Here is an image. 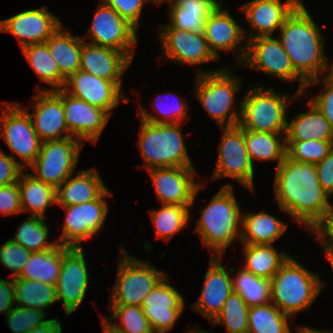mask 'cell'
Masks as SVG:
<instances>
[{
  "label": "cell",
  "instance_id": "21",
  "mask_svg": "<svg viewBox=\"0 0 333 333\" xmlns=\"http://www.w3.org/2000/svg\"><path fill=\"white\" fill-rule=\"evenodd\" d=\"M168 274L144 298L141 305L155 333H167L183 313L185 299L183 295L168 282Z\"/></svg>",
  "mask_w": 333,
  "mask_h": 333
},
{
  "label": "cell",
  "instance_id": "48",
  "mask_svg": "<svg viewBox=\"0 0 333 333\" xmlns=\"http://www.w3.org/2000/svg\"><path fill=\"white\" fill-rule=\"evenodd\" d=\"M321 78L319 77L308 82L303 95H306L305 93H307V89L310 86L324 85V88H322L323 90L321 89L318 95H315L314 97L312 96V98H310L309 100L323 114V116L329 122L331 129L333 130V77L329 74H326ZM320 79L322 80V82Z\"/></svg>",
  "mask_w": 333,
  "mask_h": 333
},
{
  "label": "cell",
  "instance_id": "10",
  "mask_svg": "<svg viewBox=\"0 0 333 333\" xmlns=\"http://www.w3.org/2000/svg\"><path fill=\"white\" fill-rule=\"evenodd\" d=\"M3 103L0 108V135L6 146L11 150L10 155L24 170L35 161L40 152L42 141L34 130L28 113L18 102ZM22 159L18 161L16 157ZM24 161V162H23Z\"/></svg>",
  "mask_w": 333,
  "mask_h": 333
},
{
  "label": "cell",
  "instance_id": "3",
  "mask_svg": "<svg viewBox=\"0 0 333 333\" xmlns=\"http://www.w3.org/2000/svg\"><path fill=\"white\" fill-rule=\"evenodd\" d=\"M233 188L231 183L221 187L201 209L196 223L195 233L211 257H222L231 243L241 238L242 212Z\"/></svg>",
  "mask_w": 333,
  "mask_h": 333
},
{
  "label": "cell",
  "instance_id": "54",
  "mask_svg": "<svg viewBox=\"0 0 333 333\" xmlns=\"http://www.w3.org/2000/svg\"><path fill=\"white\" fill-rule=\"evenodd\" d=\"M14 303H16L15 278L0 279V313L6 316L16 305Z\"/></svg>",
  "mask_w": 333,
  "mask_h": 333
},
{
  "label": "cell",
  "instance_id": "32",
  "mask_svg": "<svg viewBox=\"0 0 333 333\" xmlns=\"http://www.w3.org/2000/svg\"><path fill=\"white\" fill-rule=\"evenodd\" d=\"M22 212L47 219L46 210L56 205V188L35 178L29 172H22L18 179Z\"/></svg>",
  "mask_w": 333,
  "mask_h": 333
},
{
  "label": "cell",
  "instance_id": "6",
  "mask_svg": "<svg viewBox=\"0 0 333 333\" xmlns=\"http://www.w3.org/2000/svg\"><path fill=\"white\" fill-rule=\"evenodd\" d=\"M260 85L251 86L241 99L239 125L255 132L286 133L288 105L302 98L303 94L295 92L291 96L283 95L273 88L266 89L264 85Z\"/></svg>",
  "mask_w": 333,
  "mask_h": 333
},
{
  "label": "cell",
  "instance_id": "49",
  "mask_svg": "<svg viewBox=\"0 0 333 333\" xmlns=\"http://www.w3.org/2000/svg\"><path fill=\"white\" fill-rule=\"evenodd\" d=\"M113 8L122 18L126 19L139 30L140 17L146 3L159 5V0H103Z\"/></svg>",
  "mask_w": 333,
  "mask_h": 333
},
{
  "label": "cell",
  "instance_id": "13",
  "mask_svg": "<svg viewBox=\"0 0 333 333\" xmlns=\"http://www.w3.org/2000/svg\"><path fill=\"white\" fill-rule=\"evenodd\" d=\"M113 196L107 189L98 199L72 206H61L65 209L63 230L57 239L58 244L69 248H83V241L98 235L102 230L109 208L105 198Z\"/></svg>",
  "mask_w": 333,
  "mask_h": 333
},
{
  "label": "cell",
  "instance_id": "45",
  "mask_svg": "<svg viewBox=\"0 0 333 333\" xmlns=\"http://www.w3.org/2000/svg\"><path fill=\"white\" fill-rule=\"evenodd\" d=\"M333 149V141H286V157L295 162H321Z\"/></svg>",
  "mask_w": 333,
  "mask_h": 333
},
{
  "label": "cell",
  "instance_id": "23",
  "mask_svg": "<svg viewBox=\"0 0 333 333\" xmlns=\"http://www.w3.org/2000/svg\"><path fill=\"white\" fill-rule=\"evenodd\" d=\"M223 257H211L208 270L205 273L202 292L196 302L191 306L209 323L221 312L223 305L233 290L232 275L236 270L232 267L227 271L222 264ZM230 272V273H229Z\"/></svg>",
  "mask_w": 333,
  "mask_h": 333
},
{
  "label": "cell",
  "instance_id": "36",
  "mask_svg": "<svg viewBox=\"0 0 333 333\" xmlns=\"http://www.w3.org/2000/svg\"><path fill=\"white\" fill-rule=\"evenodd\" d=\"M21 50L39 79L51 86V88L37 86L35 90H57L63 88L65 79L60 75L58 65L50 54L46 42L29 44L22 47Z\"/></svg>",
  "mask_w": 333,
  "mask_h": 333
},
{
  "label": "cell",
  "instance_id": "30",
  "mask_svg": "<svg viewBox=\"0 0 333 333\" xmlns=\"http://www.w3.org/2000/svg\"><path fill=\"white\" fill-rule=\"evenodd\" d=\"M84 40L72 35L61 25L47 40L50 54L58 65L60 75L66 80L80 70L81 52Z\"/></svg>",
  "mask_w": 333,
  "mask_h": 333
},
{
  "label": "cell",
  "instance_id": "46",
  "mask_svg": "<svg viewBox=\"0 0 333 333\" xmlns=\"http://www.w3.org/2000/svg\"><path fill=\"white\" fill-rule=\"evenodd\" d=\"M47 312L33 308H25L15 305L5 316L9 329L12 333H28L37 326L48 321Z\"/></svg>",
  "mask_w": 333,
  "mask_h": 333
},
{
  "label": "cell",
  "instance_id": "41",
  "mask_svg": "<svg viewBox=\"0 0 333 333\" xmlns=\"http://www.w3.org/2000/svg\"><path fill=\"white\" fill-rule=\"evenodd\" d=\"M45 218L30 216L23 221L16 231V235L10 238L15 243L31 252L50 250L58 245V241L48 240L49 228Z\"/></svg>",
  "mask_w": 333,
  "mask_h": 333
},
{
  "label": "cell",
  "instance_id": "18",
  "mask_svg": "<svg viewBox=\"0 0 333 333\" xmlns=\"http://www.w3.org/2000/svg\"><path fill=\"white\" fill-rule=\"evenodd\" d=\"M32 100V112L18 104L30 116L34 130L42 142L72 137L65 122L63 89L35 90Z\"/></svg>",
  "mask_w": 333,
  "mask_h": 333
},
{
  "label": "cell",
  "instance_id": "39",
  "mask_svg": "<svg viewBox=\"0 0 333 333\" xmlns=\"http://www.w3.org/2000/svg\"><path fill=\"white\" fill-rule=\"evenodd\" d=\"M190 208L175 204H161V208L150 211L156 238L170 241L173 236L189 224Z\"/></svg>",
  "mask_w": 333,
  "mask_h": 333
},
{
  "label": "cell",
  "instance_id": "9",
  "mask_svg": "<svg viewBox=\"0 0 333 333\" xmlns=\"http://www.w3.org/2000/svg\"><path fill=\"white\" fill-rule=\"evenodd\" d=\"M243 66L278 80L300 83L298 94H304L306 90L307 82L294 69L291 59L276 36H259L247 40L244 60L235 68Z\"/></svg>",
  "mask_w": 333,
  "mask_h": 333
},
{
  "label": "cell",
  "instance_id": "52",
  "mask_svg": "<svg viewBox=\"0 0 333 333\" xmlns=\"http://www.w3.org/2000/svg\"><path fill=\"white\" fill-rule=\"evenodd\" d=\"M315 166L322 189L330 197L333 196V149Z\"/></svg>",
  "mask_w": 333,
  "mask_h": 333
},
{
  "label": "cell",
  "instance_id": "51",
  "mask_svg": "<svg viewBox=\"0 0 333 333\" xmlns=\"http://www.w3.org/2000/svg\"><path fill=\"white\" fill-rule=\"evenodd\" d=\"M24 168L0 148V186L18 182Z\"/></svg>",
  "mask_w": 333,
  "mask_h": 333
},
{
  "label": "cell",
  "instance_id": "31",
  "mask_svg": "<svg viewBox=\"0 0 333 333\" xmlns=\"http://www.w3.org/2000/svg\"><path fill=\"white\" fill-rule=\"evenodd\" d=\"M307 112H300L287 120L286 141H333V130L317 107L309 100Z\"/></svg>",
  "mask_w": 333,
  "mask_h": 333
},
{
  "label": "cell",
  "instance_id": "59",
  "mask_svg": "<svg viewBox=\"0 0 333 333\" xmlns=\"http://www.w3.org/2000/svg\"><path fill=\"white\" fill-rule=\"evenodd\" d=\"M188 333H211L208 331H205L203 329H201L200 327H192L191 329H189Z\"/></svg>",
  "mask_w": 333,
  "mask_h": 333
},
{
  "label": "cell",
  "instance_id": "2",
  "mask_svg": "<svg viewBox=\"0 0 333 333\" xmlns=\"http://www.w3.org/2000/svg\"><path fill=\"white\" fill-rule=\"evenodd\" d=\"M321 27L315 23L303 1L286 18L277 35L294 69L308 83L329 74Z\"/></svg>",
  "mask_w": 333,
  "mask_h": 333
},
{
  "label": "cell",
  "instance_id": "4",
  "mask_svg": "<svg viewBox=\"0 0 333 333\" xmlns=\"http://www.w3.org/2000/svg\"><path fill=\"white\" fill-rule=\"evenodd\" d=\"M324 285L317 272L308 270L290 255L270 279V301L293 317L310 309Z\"/></svg>",
  "mask_w": 333,
  "mask_h": 333
},
{
  "label": "cell",
  "instance_id": "16",
  "mask_svg": "<svg viewBox=\"0 0 333 333\" xmlns=\"http://www.w3.org/2000/svg\"><path fill=\"white\" fill-rule=\"evenodd\" d=\"M157 30L164 60L179 65H198V67L199 64L218 61L204 34L180 30L169 24H160V28Z\"/></svg>",
  "mask_w": 333,
  "mask_h": 333
},
{
  "label": "cell",
  "instance_id": "12",
  "mask_svg": "<svg viewBox=\"0 0 333 333\" xmlns=\"http://www.w3.org/2000/svg\"><path fill=\"white\" fill-rule=\"evenodd\" d=\"M223 129L218 145V159L211 180L232 178L254 192V165L244 141V129L240 125L220 127Z\"/></svg>",
  "mask_w": 333,
  "mask_h": 333
},
{
  "label": "cell",
  "instance_id": "56",
  "mask_svg": "<svg viewBox=\"0 0 333 333\" xmlns=\"http://www.w3.org/2000/svg\"><path fill=\"white\" fill-rule=\"evenodd\" d=\"M296 329V333H333L332 331H329V330H318V329H315V328H310L308 326H301V327H297L295 328Z\"/></svg>",
  "mask_w": 333,
  "mask_h": 333
},
{
  "label": "cell",
  "instance_id": "37",
  "mask_svg": "<svg viewBox=\"0 0 333 333\" xmlns=\"http://www.w3.org/2000/svg\"><path fill=\"white\" fill-rule=\"evenodd\" d=\"M167 94H160L154 99L153 110H155L160 117L148 112L141 104H139L138 115L140 120L156 124H174L181 123L184 118H190L187 112L189 106L185 102L187 99H181V97L174 92H168Z\"/></svg>",
  "mask_w": 333,
  "mask_h": 333
},
{
  "label": "cell",
  "instance_id": "19",
  "mask_svg": "<svg viewBox=\"0 0 333 333\" xmlns=\"http://www.w3.org/2000/svg\"><path fill=\"white\" fill-rule=\"evenodd\" d=\"M122 83L123 81L104 80L78 70L65 80L62 89L90 105L105 110L111 116L113 109L119 105L120 101L127 103L130 100L121 91Z\"/></svg>",
  "mask_w": 333,
  "mask_h": 333
},
{
  "label": "cell",
  "instance_id": "47",
  "mask_svg": "<svg viewBox=\"0 0 333 333\" xmlns=\"http://www.w3.org/2000/svg\"><path fill=\"white\" fill-rule=\"evenodd\" d=\"M31 253L23 246L8 239L0 247V262L12 272V278H17L26 266Z\"/></svg>",
  "mask_w": 333,
  "mask_h": 333
},
{
  "label": "cell",
  "instance_id": "15",
  "mask_svg": "<svg viewBox=\"0 0 333 333\" xmlns=\"http://www.w3.org/2000/svg\"><path fill=\"white\" fill-rule=\"evenodd\" d=\"M161 204H175L192 209L196 196L206 185L195 181L194 166L163 167L148 170Z\"/></svg>",
  "mask_w": 333,
  "mask_h": 333
},
{
  "label": "cell",
  "instance_id": "50",
  "mask_svg": "<svg viewBox=\"0 0 333 333\" xmlns=\"http://www.w3.org/2000/svg\"><path fill=\"white\" fill-rule=\"evenodd\" d=\"M22 213L18 183L0 186V214L15 215Z\"/></svg>",
  "mask_w": 333,
  "mask_h": 333
},
{
  "label": "cell",
  "instance_id": "22",
  "mask_svg": "<svg viewBox=\"0 0 333 333\" xmlns=\"http://www.w3.org/2000/svg\"><path fill=\"white\" fill-rule=\"evenodd\" d=\"M62 25L57 15L46 6L28 9L8 19L0 20V31L14 35L20 47L44 43Z\"/></svg>",
  "mask_w": 333,
  "mask_h": 333
},
{
  "label": "cell",
  "instance_id": "1",
  "mask_svg": "<svg viewBox=\"0 0 333 333\" xmlns=\"http://www.w3.org/2000/svg\"><path fill=\"white\" fill-rule=\"evenodd\" d=\"M273 186L280 210L309 233L333 206L331 197L322 189L313 163L295 162L285 157L276 167Z\"/></svg>",
  "mask_w": 333,
  "mask_h": 333
},
{
  "label": "cell",
  "instance_id": "25",
  "mask_svg": "<svg viewBox=\"0 0 333 333\" xmlns=\"http://www.w3.org/2000/svg\"><path fill=\"white\" fill-rule=\"evenodd\" d=\"M302 2V0H251L241 6L245 14V22L250 29L247 32V39L250 40L259 36H273L276 30L280 29L286 18Z\"/></svg>",
  "mask_w": 333,
  "mask_h": 333
},
{
  "label": "cell",
  "instance_id": "5",
  "mask_svg": "<svg viewBox=\"0 0 333 333\" xmlns=\"http://www.w3.org/2000/svg\"><path fill=\"white\" fill-rule=\"evenodd\" d=\"M230 71L232 70H229V67L215 70L197 68L195 75L192 93L219 127L239 125L241 117V101L238 107H234V99L241 91L242 83L240 78Z\"/></svg>",
  "mask_w": 333,
  "mask_h": 333
},
{
  "label": "cell",
  "instance_id": "17",
  "mask_svg": "<svg viewBox=\"0 0 333 333\" xmlns=\"http://www.w3.org/2000/svg\"><path fill=\"white\" fill-rule=\"evenodd\" d=\"M83 248L62 246V267L56 285L57 301L63 302L66 317L85 299L89 274Z\"/></svg>",
  "mask_w": 333,
  "mask_h": 333
},
{
  "label": "cell",
  "instance_id": "27",
  "mask_svg": "<svg viewBox=\"0 0 333 333\" xmlns=\"http://www.w3.org/2000/svg\"><path fill=\"white\" fill-rule=\"evenodd\" d=\"M107 189L96 167L78 171L56 188V205L72 206L94 201Z\"/></svg>",
  "mask_w": 333,
  "mask_h": 333
},
{
  "label": "cell",
  "instance_id": "14",
  "mask_svg": "<svg viewBox=\"0 0 333 333\" xmlns=\"http://www.w3.org/2000/svg\"><path fill=\"white\" fill-rule=\"evenodd\" d=\"M137 31L113 8L99 0L91 25L82 39L85 41L90 38L88 43L121 51L133 60L138 43Z\"/></svg>",
  "mask_w": 333,
  "mask_h": 333
},
{
  "label": "cell",
  "instance_id": "29",
  "mask_svg": "<svg viewBox=\"0 0 333 333\" xmlns=\"http://www.w3.org/2000/svg\"><path fill=\"white\" fill-rule=\"evenodd\" d=\"M287 225L267 211L242 213L240 242L273 245L286 232Z\"/></svg>",
  "mask_w": 333,
  "mask_h": 333
},
{
  "label": "cell",
  "instance_id": "38",
  "mask_svg": "<svg viewBox=\"0 0 333 333\" xmlns=\"http://www.w3.org/2000/svg\"><path fill=\"white\" fill-rule=\"evenodd\" d=\"M291 316L283 313L271 301L249 307L248 333H292L289 327Z\"/></svg>",
  "mask_w": 333,
  "mask_h": 333
},
{
  "label": "cell",
  "instance_id": "40",
  "mask_svg": "<svg viewBox=\"0 0 333 333\" xmlns=\"http://www.w3.org/2000/svg\"><path fill=\"white\" fill-rule=\"evenodd\" d=\"M16 305L42 310L57 302L56 286L40 282L15 278Z\"/></svg>",
  "mask_w": 333,
  "mask_h": 333
},
{
  "label": "cell",
  "instance_id": "57",
  "mask_svg": "<svg viewBox=\"0 0 333 333\" xmlns=\"http://www.w3.org/2000/svg\"><path fill=\"white\" fill-rule=\"evenodd\" d=\"M101 317L102 321V328H103V333H121L118 330H116L114 327H112L107 320L104 319L103 316Z\"/></svg>",
  "mask_w": 333,
  "mask_h": 333
},
{
  "label": "cell",
  "instance_id": "34",
  "mask_svg": "<svg viewBox=\"0 0 333 333\" xmlns=\"http://www.w3.org/2000/svg\"><path fill=\"white\" fill-rule=\"evenodd\" d=\"M62 267V245L40 251L32 252L26 266L17 278L38 280L53 286L57 285Z\"/></svg>",
  "mask_w": 333,
  "mask_h": 333
},
{
  "label": "cell",
  "instance_id": "8",
  "mask_svg": "<svg viewBox=\"0 0 333 333\" xmlns=\"http://www.w3.org/2000/svg\"><path fill=\"white\" fill-rule=\"evenodd\" d=\"M117 278L109 295V305L141 306L144 298L167 275L156 269L149 260L143 261L128 254L120 245Z\"/></svg>",
  "mask_w": 333,
  "mask_h": 333
},
{
  "label": "cell",
  "instance_id": "28",
  "mask_svg": "<svg viewBox=\"0 0 333 333\" xmlns=\"http://www.w3.org/2000/svg\"><path fill=\"white\" fill-rule=\"evenodd\" d=\"M169 3V25L195 34H204L205 21L222 3L221 0H160Z\"/></svg>",
  "mask_w": 333,
  "mask_h": 333
},
{
  "label": "cell",
  "instance_id": "53",
  "mask_svg": "<svg viewBox=\"0 0 333 333\" xmlns=\"http://www.w3.org/2000/svg\"><path fill=\"white\" fill-rule=\"evenodd\" d=\"M320 242V246L333 247V206L322 221L309 233Z\"/></svg>",
  "mask_w": 333,
  "mask_h": 333
},
{
  "label": "cell",
  "instance_id": "20",
  "mask_svg": "<svg viewBox=\"0 0 333 333\" xmlns=\"http://www.w3.org/2000/svg\"><path fill=\"white\" fill-rule=\"evenodd\" d=\"M221 3L205 21L204 36L214 55L221 57L219 50L231 52L236 56L239 65L244 60L247 50L245 29L231 16L228 9H223ZM245 38V41L243 39ZM243 41V42H242Z\"/></svg>",
  "mask_w": 333,
  "mask_h": 333
},
{
  "label": "cell",
  "instance_id": "60",
  "mask_svg": "<svg viewBox=\"0 0 333 333\" xmlns=\"http://www.w3.org/2000/svg\"><path fill=\"white\" fill-rule=\"evenodd\" d=\"M329 75L333 77V62L330 64Z\"/></svg>",
  "mask_w": 333,
  "mask_h": 333
},
{
  "label": "cell",
  "instance_id": "33",
  "mask_svg": "<svg viewBox=\"0 0 333 333\" xmlns=\"http://www.w3.org/2000/svg\"><path fill=\"white\" fill-rule=\"evenodd\" d=\"M242 248L245 261L242 268L256 277L269 280L290 256L283 250L279 253L274 244H242Z\"/></svg>",
  "mask_w": 333,
  "mask_h": 333
},
{
  "label": "cell",
  "instance_id": "35",
  "mask_svg": "<svg viewBox=\"0 0 333 333\" xmlns=\"http://www.w3.org/2000/svg\"><path fill=\"white\" fill-rule=\"evenodd\" d=\"M285 134L255 132L244 129V141L252 164L254 165V160H275L278 167L286 157Z\"/></svg>",
  "mask_w": 333,
  "mask_h": 333
},
{
  "label": "cell",
  "instance_id": "11",
  "mask_svg": "<svg viewBox=\"0 0 333 333\" xmlns=\"http://www.w3.org/2000/svg\"><path fill=\"white\" fill-rule=\"evenodd\" d=\"M84 143L74 137L43 141L29 166L35 178L57 188L75 172Z\"/></svg>",
  "mask_w": 333,
  "mask_h": 333
},
{
  "label": "cell",
  "instance_id": "43",
  "mask_svg": "<svg viewBox=\"0 0 333 333\" xmlns=\"http://www.w3.org/2000/svg\"><path fill=\"white\" fill-rule=\"evenodd\" d=\"M233 290L251 307L270 302V280L254 276L243 268L232 276Z\"/></svg>",
  "mask_w": 333,
  "mask_h": 333
},
{
  "label": "cell",
  "instance_id": "44",
  "mask_svg": "<svg viewBox=\"0 0 333 333\" xmlns=\"http://www.w3.org/2000/svg\"><path fill=\"white\" fill-rule=\"evenodd\" d=\"M248 313L249 306L233 291L211 325H223L227 333H248Z\"/></svg>",
  "mask_w": 333,
  "mask_h": 333
},
{
  "label": "cell",
  "instance_id": "55",
  "mask_svg": "<svg viewBox=\"0 0 333 333\" xmlns=\"http://www.w3.org/2000/svg\"><path fill=\"white\" fill-rule=\"evenodd\" d=\"M59 318L49 319L46 323L35 327L28 333H62V324Z\"/></svg>",
  "mask_w": 333,
  "mask_h": 333
},
{
  "label": "cell",
  "instance_id": "26",
  "mask_svg": "<svg viewBox=\"0 0 333 333\" xmlns=\"http://www.w3.org/2000/svg\"><path fill=\"white\" fill-rule=\"evenodd\" d=\"M132 59L121 51L83 42L80 70L101 79L122 81Z\"/></svg>",
  "mask_w": 333,
  "mask_h": 333
},
{
  "label": "cell",
  "instance_id": "58",
  "mask_svg": "<svg viewBox=\"0 0 333 333\" xmlns=\"http://www.w3.org/2000/svg\"><path fill=\"white\" fill-rule=\"evenodd\" d=\"M323 248V252H325L327 259L330 263V266L333 270V247L330 246H321Z\"/></svg>",
  "mask_w": 333,
  "mask_h": 333
},
{
  "label": "cell",
  "instance_id": "42",
  "mask_svg": "<svg viewBox=\"0 0 333 333\" xmlns=\"http://www.w3.org/2000/svg\"><path fill=\"white\" fill-rule=\"evenodd\" d=\"M110 318L104 317L109 324L121 333H155L143 313L141 306L109 305ZM113 320V321H111ZM120 321L114 323V321Z\"/></svg>",
  "mask_w": 333,
  "mask_h": 333
},
{
  "label": "cell",
  "instance_id": "7",
  "mask_svg": "<svg viewBox=\"0 0 333 333\" xmlns=\"http://www.w3.org/2000/svg\"><path fill=\"white\" fill-rule=\"evenodd\" d=\"M181 125L140 120L138 147L147 170L194 166L188 155Z\"/></svg>",
  "mask_w": 333,
  "mask_h": 333
},
{
  "label": "cell",
  "instance_id": "24",
  "mask_svg": "<svg viewBox=\"0 0 333 333\" xmlns=\"http://www.w3.org/2000/svg\"><path fill=\"white\" fill-rule=\"evenodd\" d=\"M65 122L72 137L96 144L108 124L110 115L63 90Z\"/></svg>",
  "mask_w": 333,
  "mask_h": 333
}]
</instances>
